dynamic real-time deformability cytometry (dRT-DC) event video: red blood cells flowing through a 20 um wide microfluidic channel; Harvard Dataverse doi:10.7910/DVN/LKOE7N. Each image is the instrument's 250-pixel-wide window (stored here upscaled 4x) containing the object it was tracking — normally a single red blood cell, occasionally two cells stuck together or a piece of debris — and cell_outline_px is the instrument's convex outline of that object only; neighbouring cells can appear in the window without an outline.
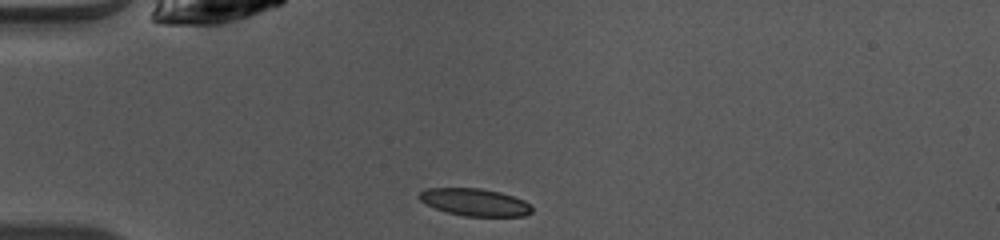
{"species": "common noctule bat (a hibernating species)", "species_latin": "Nyctalus noctula", "temperature_condition": "warm", "stored_images_in_passage": 37, "camera_frame_rate_fps": 3000, "um_per_image_px": 0.085, "animal": {"sex": "female", "body_mass_g": 10.0, "forearm_length_mm": 53.1}, "frame": {"image": 1, "passage_image": 1, "time_ms": 0.0, "image_size_px": [1000, 240], "cell_outline_px": [[532, 212], [524, 216], [464, 216], [448, 212], [436, 208], [420, 200], [416, 196], [420, 192], [428, 188], [480, 188], [500, 192], [524, 200], [532, 208]], "centroid_in_image_um": [40.36, 17.18], "position_along_channel_um": 44.6, "area_um2": 17.8}}
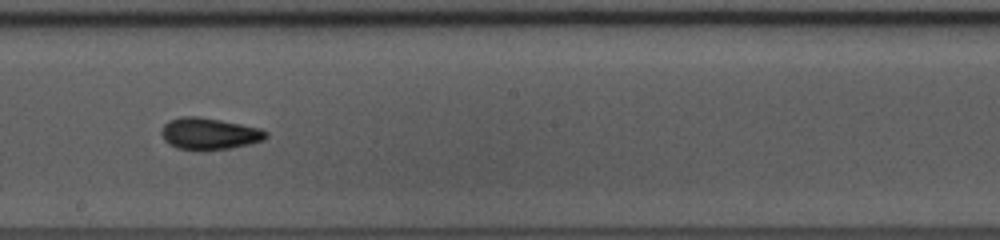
{"frame": {"image": 2, "passage_image": 16, "time_ms": 5.0, "image_size_px": [1000, 240], "cell_outline_px": [[268, 136], [264, 140], [248, 144], [228, 148], [176, 148], [164, 140], [160, 132], [164, 124], [168, 120], [180, 116], [196, 116], [220, 120], [260, 128], [268, 132]], "centroid_in_image_um": [17.77, 11.32], "position_along_channel_um": 230.4, "area_um2": 18.84}}
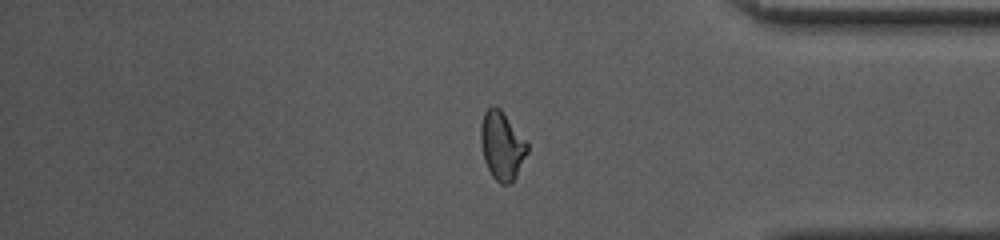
{"frame": {"image": 3, "passage_image": 29, "time_ms": 9.333, "image_size_px": [1000, 240], "cell_outline_px": [[528, 152], [516, 176], [508, 184], [500, 184], [492, 176], [484, 160], [480, 144], [480, 128], [484, 112], [492, 104], [500, 108], [528, 144]], "centroid_in_image_um": [42.64, 12.37], "position_along_channel_um": 392.6, "area_um2": 18.44}, "authors_computed_cell_mechanics": {"area_um2": 18.3226, "velocity_mm_per_s": 4.1096, "shape_relaxation_time_tau1_ms": 6.3707, "shape_relaxation_time_tau2_ms": 2.9351, "deformation_change_tau1": 0.1972, "deformation_change_tau2": 0.0738}}